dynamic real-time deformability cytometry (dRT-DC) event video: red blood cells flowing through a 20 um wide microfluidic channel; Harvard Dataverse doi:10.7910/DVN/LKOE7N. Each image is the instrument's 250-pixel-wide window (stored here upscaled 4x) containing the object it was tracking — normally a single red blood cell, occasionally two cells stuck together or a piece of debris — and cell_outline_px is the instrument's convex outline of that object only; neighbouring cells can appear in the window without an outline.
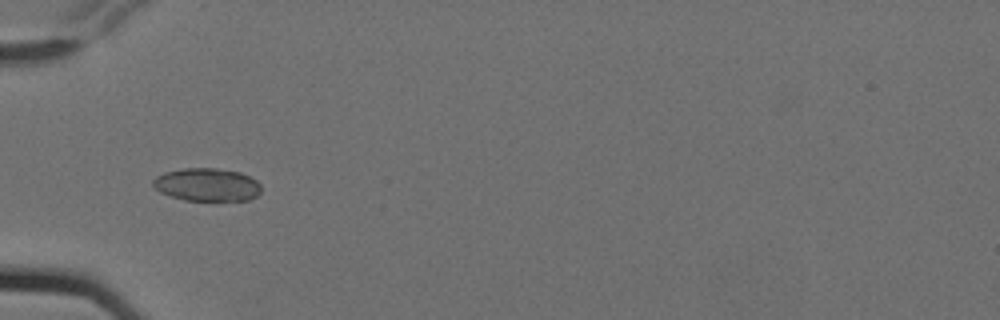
{"species": "Egyptian fruit bat (a non-hibernating species)", "species_latin": "Rousettus aegyptiacus", "temperature_condition": "cold", "stored_images_in_passage": 14, "camera_frame_rate_fps": 3000, "um_per_image_px": 0.085, "animal": {"sex": "female"}, "frame": {"image": 1, "passage_image": 5, "time_ms": 1.333, "image_size_px": [1000, 320], "cell_outline_px": [[260, 192], [256, 196], [248, 200], [184, 200], [160, 192], [152, 184], [152, 180], [156, 176], [164, 172], [184, 168], [216, 168], [240, 172], [256, 180], [260, 184]], "centroid_in_image_um": [17.58, 15.69], "position_along_channel_um": 67.4, "area_um2": 20.69}}
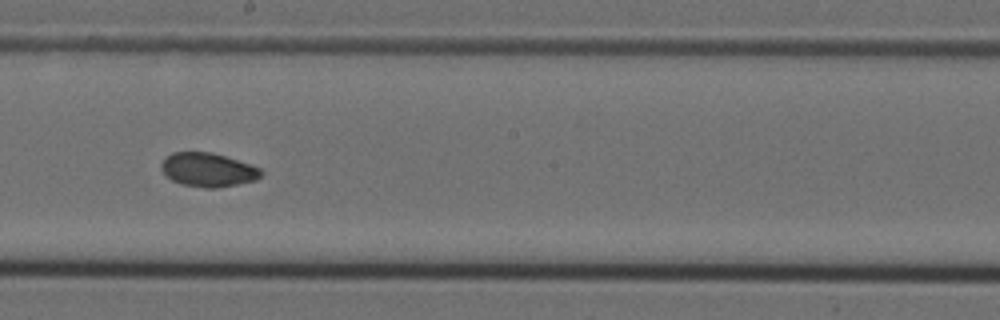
{"frame": {"image": 2, "passage_image": 9, "time_ms": 2.667, "image_size_px": [1000, 320], "cell_outline_px": [[264, 172], [256, 180], [216, 188], [204, 188], [180, 184], [172, 180], [160, 168], [160, 164], [172, 152], [212, 152], [260, 168]], "centroid_in_image_um": [17.67, 14.44], "position_along_channel_um": 230.5, "area_um2": 19.48}}
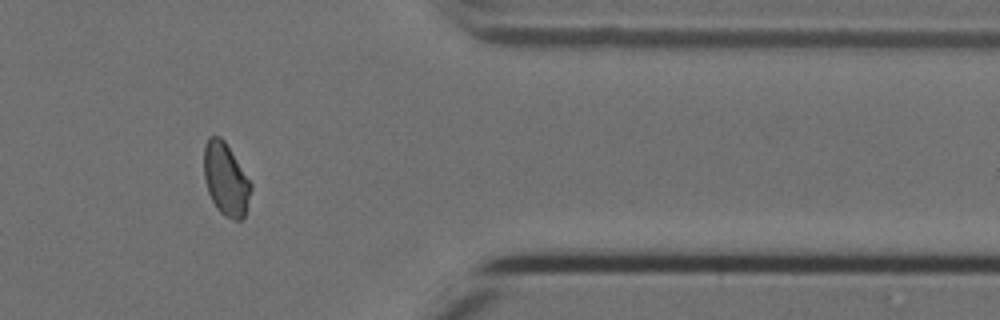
{"frame": {"image": 3, "passage_image": 13, "time_ms": 4.0, "image_size_px": [1000, 320], "cell_outline_px": [[252, 188], [244, 216], [240, 220], [236, 220], [224, 216], [216, 208], [208, 192], [204, 176], [204, 144], [208, 136], [220, 136], [224, 140], [252, 184]], "centroid_in_image_um": [19.18, 15.23], "position_along_channel_um": 392.2, "area_um2": 19.77}}